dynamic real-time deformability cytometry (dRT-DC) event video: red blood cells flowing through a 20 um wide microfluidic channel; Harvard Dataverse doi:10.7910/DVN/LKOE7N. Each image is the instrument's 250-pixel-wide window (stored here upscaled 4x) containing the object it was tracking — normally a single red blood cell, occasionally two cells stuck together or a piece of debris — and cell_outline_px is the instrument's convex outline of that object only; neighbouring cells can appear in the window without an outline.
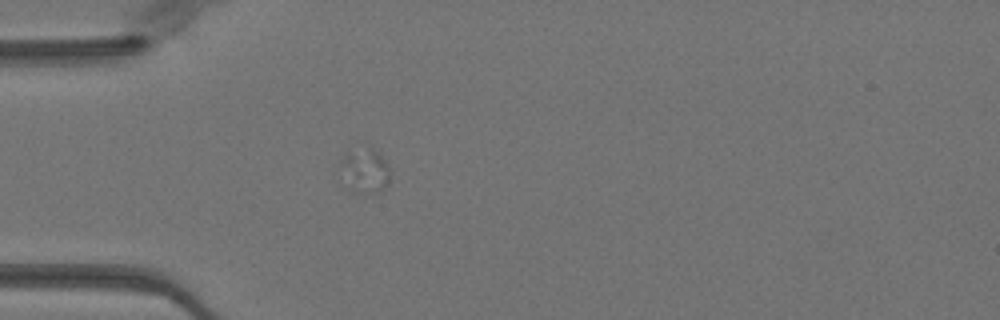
{"species": "Egyptian fruit bat (a non-hibernating species)", "species_latin": "Rousettus aegyptiacus", "temperature_condition": "warm", "stored_images_in_passage": 40, "camera_frame_rate_fps": 3000, "um_per_image_px": 0.085, "animal": {"sex": "female"}, "frame": {"image": 1, "passage_image": 1, "time_ms": 0.0, "image_size_px": [1000, 320], "cell_outline_px": [[388, 184], [380, 192], [368, 192], [340, 160], [344, 152], [372, 148], [388, 164]], "centroid_in_image_um": [31.23, 14.34], "position_along_channel_um": 53.8, "area_um2": 10.23}}
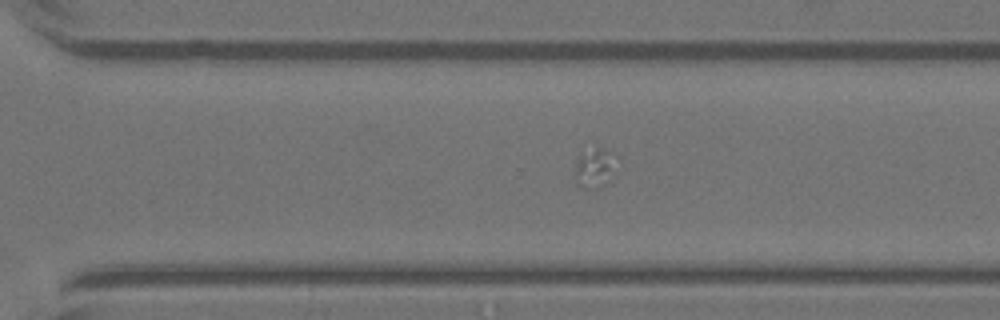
{"frame": {"image": 2, "passage_image": 23, "time_ms": 7.333, "image_size_px": [1000, 320], "cell_outline_px": [[620, 156], [616, 176], [608, 184], [600, 188], [580, 188], [576, 184], [576, 164], [580, 152], [596, 148], [600, 148], [612, 152]], "centroid_in_image_um": [50.68, 14.3], "position_along_channel_um": 319.9, "area_um2": 10.4}}
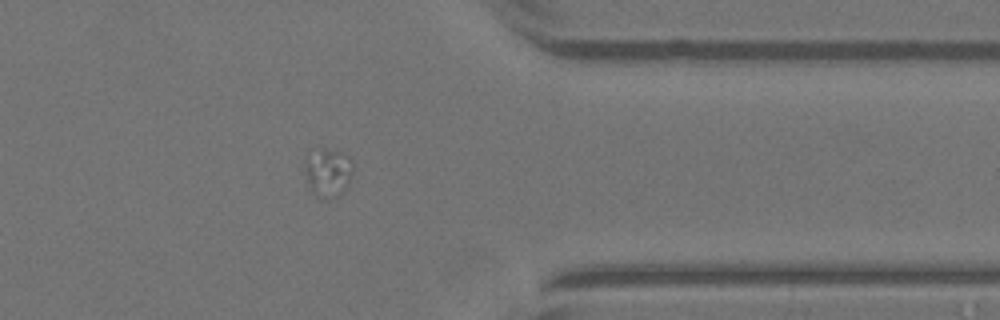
{"frame": {"image": 3, "passage_image": 29, "time_ms": 9.333, "image_size_px": [1000, 320], "cell_outline_px": [[352, 172], [348, 184], [344, 192], [340, 196], [328, 200], [316, 196], [308, 188], [304, 168], [304, 156], [320, 148], [324, 148], [340, 152], [348, 156], [352, 160]], "centroid_in_image_um": [27.84, 14.69], "position_along_channel_um": 383.6, "area_um2": 14.1}}